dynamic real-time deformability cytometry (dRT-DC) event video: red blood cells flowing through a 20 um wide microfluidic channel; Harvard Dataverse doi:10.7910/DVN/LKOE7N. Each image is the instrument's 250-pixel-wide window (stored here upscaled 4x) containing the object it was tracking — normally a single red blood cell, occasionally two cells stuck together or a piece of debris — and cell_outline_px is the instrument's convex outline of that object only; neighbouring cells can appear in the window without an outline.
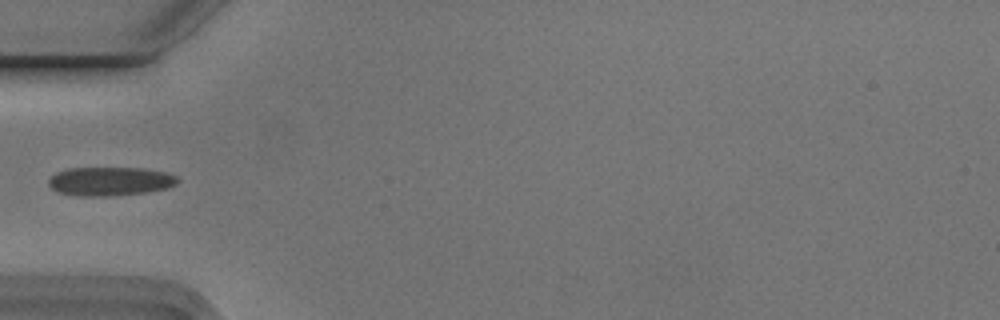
{"species": "Egyptian fruit bat (a non-hibernating species)", "species_latin": "Rousettus aegyptiacus", "temperature_condition": "cold", "stored_images_in_passage": 5, "camera_frame_rate_fps": 3000, "um_per_image_px": 0.085, "animal": {"sex": "male"}, "frame": {"image": 1, "passage_image": 4, "time_ms": 1.0, "image_size_px": [1000, 320], "cell_outline_px": [[180, 180], [176, 184], [168, 188], [148, 192], [108, 196], [80, 196], [60, 192], [52, 188], [48, 184], [48, 180], [56, 172], [68, 168], [144, 168], [168, 172], [176, 176]], "centroid_in_image_um": [9.4, 15.4], "position_along_channel_um": 75.6, "area_um2": 21.73}}